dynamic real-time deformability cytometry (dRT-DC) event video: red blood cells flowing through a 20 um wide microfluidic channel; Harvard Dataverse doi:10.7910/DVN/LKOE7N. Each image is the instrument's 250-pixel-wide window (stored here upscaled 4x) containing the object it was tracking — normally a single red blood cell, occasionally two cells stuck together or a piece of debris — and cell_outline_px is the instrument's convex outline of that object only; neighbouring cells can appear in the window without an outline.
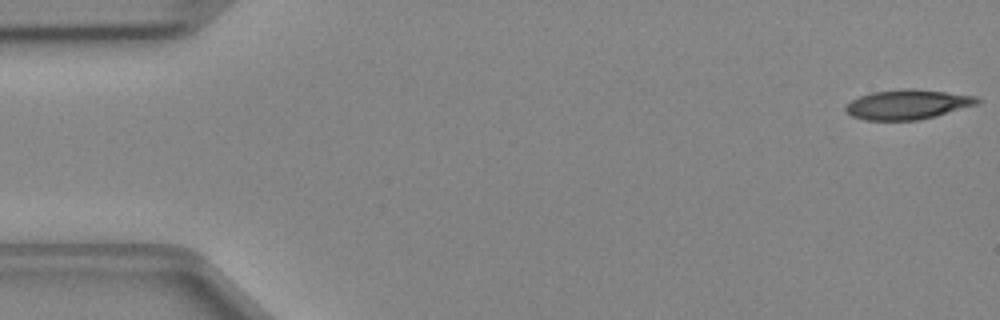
{"species": "Egyptian fruit bat (a non-hibernating species)", "species_latin": "Rousettus aegyptiacus", "temperature_condition": "cold", "stored_images_in_passage": 47, "camera_frame_rate_fps": 3000, "um_per_image_px": 0.085, "animal": {"sex": "female"}, "frame": {"image": 1, "passage_image": 1, "time_ms": 0.0, "image_size_px": [1000, 320], "cell_outline_px": [[984, 100], [980, 104], [936, 116], [920, 120], [864, 120], [852, 116], [844, 108], [852, 100], [860, 96], [872, 92], [904, 88], [912, 88], [976, 96]], "centroid_in_image_um": [77.2, 8.88], "position_along_channel_um": 7.8, "area_um2": 22.89}}
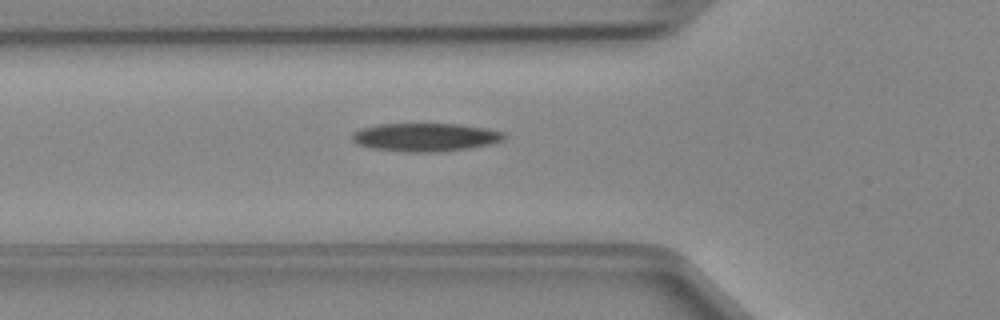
{"frame": {"image": 2, "passage_image": 16, "time_ms": 5.0, "image_size_px": [1000, 320], "cell_outline_px": [[508, 136], [504, 140], [488, 144], [468, 148], [432, 152], [404, 152], [372, 148], [356, 144], [352, 140], [352, 132], [360, 128], [380, 124], [460, 124], [484, 128], [504, 132]], "centroid_in_image_um": [36.13, 11.66], "position_along_channel_um": 89.7, "area_um2": 25.03}}
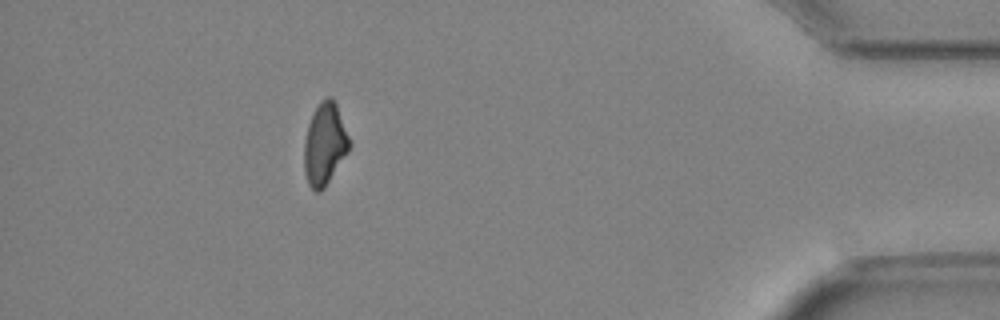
{"frame": {"image": 3, "passage_image": 42, "time_ms": 13.667, "image_size_px": [1000, 320], "cell_outline_px": [[352, 144], [348, 152], [324, 188], [320, 192], [316, 192], [308, 184], [304, 172], [304, 140], [308, 124], [320, 100], [328, 96], [332, 96], [336, 104]], "centroid_in_image_um": [27.6, 12.25], "position_along_channel_um": 407.6, "area_um2": 21.62}}